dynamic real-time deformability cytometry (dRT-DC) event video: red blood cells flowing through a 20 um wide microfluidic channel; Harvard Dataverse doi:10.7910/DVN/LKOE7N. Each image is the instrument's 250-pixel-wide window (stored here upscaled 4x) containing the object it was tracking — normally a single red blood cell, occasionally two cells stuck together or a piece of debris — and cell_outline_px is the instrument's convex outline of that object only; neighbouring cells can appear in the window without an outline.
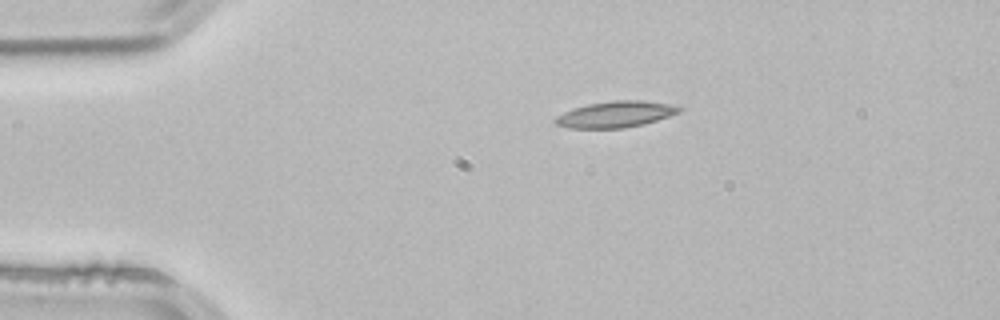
{"species": "common noctule bat (a hibernating species)", "species_latin": "Nyctalus noctula", "temperature_condition": "room temperature", "stored_images_in_passage": 2, "camera_frame_rate_fps": 3000, "um_per_image_px": 0.085, "animal": {"sex": "male", "body_mass_g": 21.5, "forearm_length_mm": 52.0}, "frame": {"image": 1, "passage_image": 1, "time_ms": 0.0, "image_size_px": [1000, 320], "cell_outline_px": [[684, 108], [680, 112], [644, 124], [624, 128], [568, 128], [556, 124], [552, 120], [556, 116], [572, 108], [588, 104], [616, 100], [640, 100], [668, 104]], "centroid_in_image_um": [52.29, 9.72], "position_along_channel_um": 32.7, "area_um2": 18.84}}